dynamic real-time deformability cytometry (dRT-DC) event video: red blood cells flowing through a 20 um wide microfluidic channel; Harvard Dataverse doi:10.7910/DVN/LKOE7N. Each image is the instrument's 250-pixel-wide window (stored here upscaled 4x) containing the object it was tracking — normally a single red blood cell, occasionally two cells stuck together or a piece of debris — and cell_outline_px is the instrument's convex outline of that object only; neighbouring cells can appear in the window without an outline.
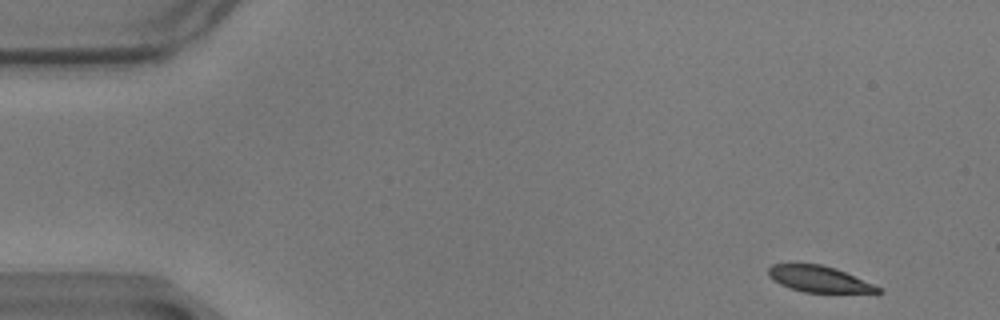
{"species": "common noctule bat (a hibernating species)", "species_latin": "Nyctalus noctula", "temperature_condition": "warm", "stored_images_in_passage": 55, "camera_frame_rate_fps": 3000, "um_per_image_px": 0.085, "animal": {"sex": "male", "body_mass_g": 17.9}, "frame": {"image": 1, "passage_image": 1, "time_ms": 0.0, "image_size_px": [1000, 320], "cell_outline_px": [[884, 292], [804, 292], [780, 284], [768, 276], [768, 268], [772, 264], [820, 264], [836, 268], [872, 284], [880, 288]], "centroid_in_image_um": [69.57, 23.71], "position_along_channel_um": 15.4, "area_um2": 16.3}}
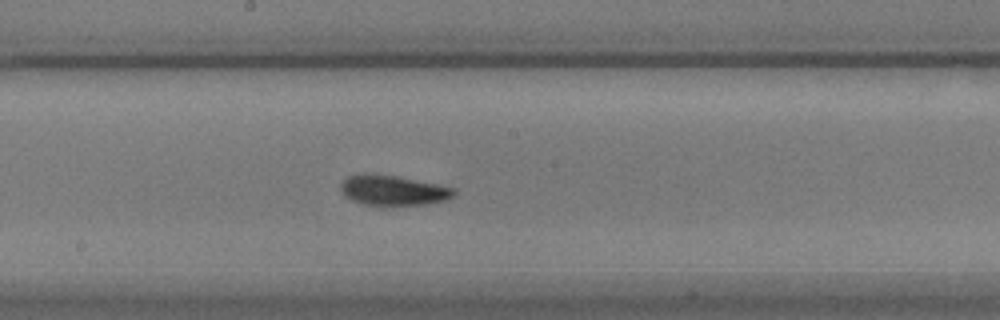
{"frame": {"image": 2, "passage_image": 28, "time_ms": 9.0, "image_size_px": [1000, 320], "cell_outline_px": [[456, 192], [448, 200], [428, 204], [380, 208], [364, 204], [352, 200], [344, 196], [340, 188], [340, 184], [348, 176], [364, 172], [396, 176], [456, 188]], "centroid_in_image_um": [33.39, 16.21], "position_along_channel_um": 214.8, "area_um2": 20.63}}
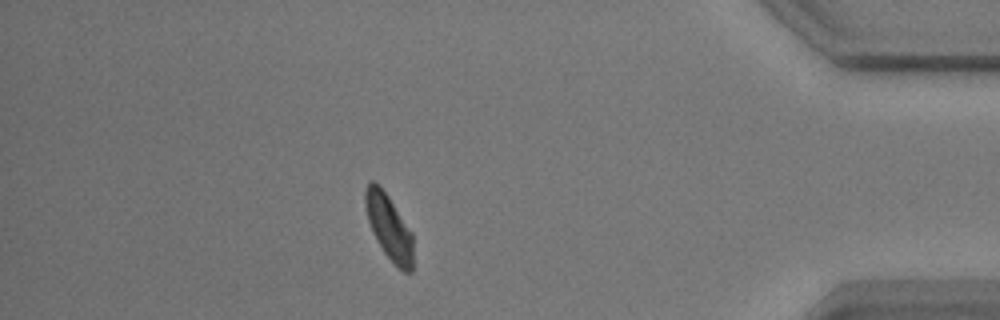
{"frame": {"image": 3, "passage_image": 48, "time_ms": 15.667, "image_size_px": [1000, 320], "cell_outline_px": [[412, 272], [404, 272], [384, 252], [372, 232], [368, 220], [364, 204], [364, 192], [368, 184], [372, 180], [380, 184], [412, 232]], "centroid_in_image_um": [33.04, 19.25], "position_along_channel_um": 402.2, "area_um2": 17.92}, "authors_computed_cell_mechanics": {"area_um2": 18.785, "velocity_mm_per_s": 3.4305, "shape_relaxation_time_tau1_ms": 4.9108, "shape_relaxation_time_tau2_ms": 2.0993, "deformation_change_tau1": 0.1736, "deformation_change_tau2": 0.0737}}